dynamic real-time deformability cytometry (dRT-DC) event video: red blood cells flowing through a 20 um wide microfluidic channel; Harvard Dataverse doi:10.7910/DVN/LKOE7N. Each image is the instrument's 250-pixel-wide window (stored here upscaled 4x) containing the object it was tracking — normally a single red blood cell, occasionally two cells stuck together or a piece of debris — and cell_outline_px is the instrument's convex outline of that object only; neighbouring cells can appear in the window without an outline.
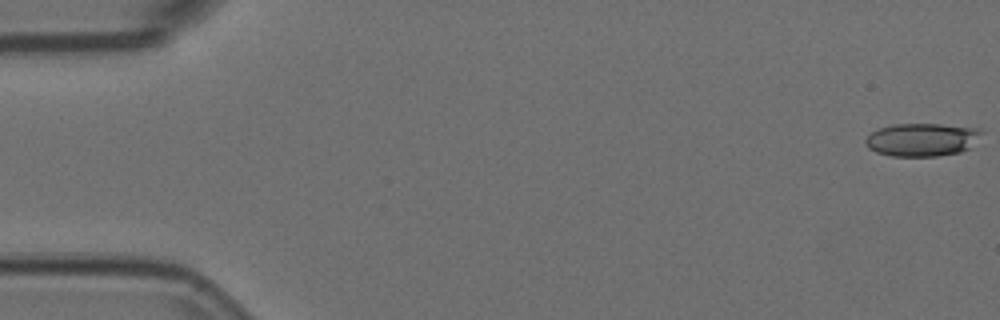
{"species": "Egyptian fruit bat (a non-hibernating species)", "species_latin": "Rousettus aegyptiacus", "temperature_condition": "room temperature", "stored_images_in_passage": 55, "camera_frame_rate_fps": 3000, "um_per_image_px": 0.085, "animal": {"sex": "female"}, "frame": {"image": 1, "passage_image": 1, "time_ms": 0.0, "image_size_px": [1000, 320], "cell_outline_px": [[984, 132], [968, 148], [960, 152], [936, 156], [892, 156], [876, 152], [868, 148], [864, 144], [864, 140], [872, 132], [880, 128], [892, 124], [940, 124], [984, 128]], "centroid_in_image_um": [78.38, 11.86], "position_along_channel_um": 6.6, "area_um2": 22.48}}
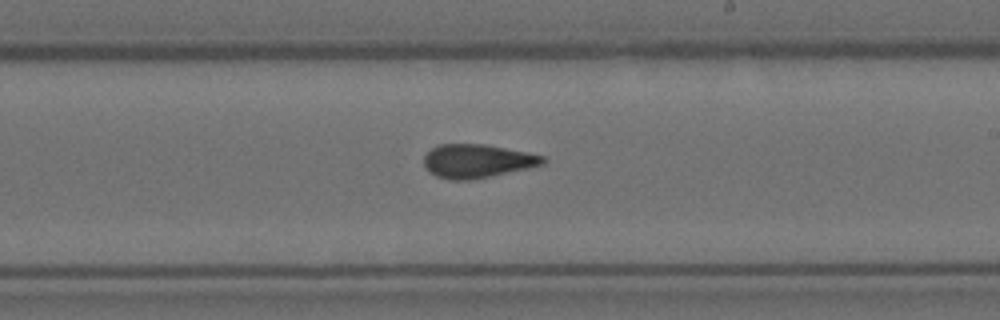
{"frame": {"image": 2, "passage_image": 32, "time_ms": 10.333, "image_size_px": [1000, 320], "cell_outline_px": [[548, 160], [544, 164], [528, 168], [468, 180], [448, 180], [436, 176], [428, 172], [424, 164], [424, 156], [436, 144], [484, 144], [528, 152], [544, 156]], "centroid_in_image_um": [40.55, 13.68], "position_along_channel_um": 248.5, "area_um2": 23.29}}
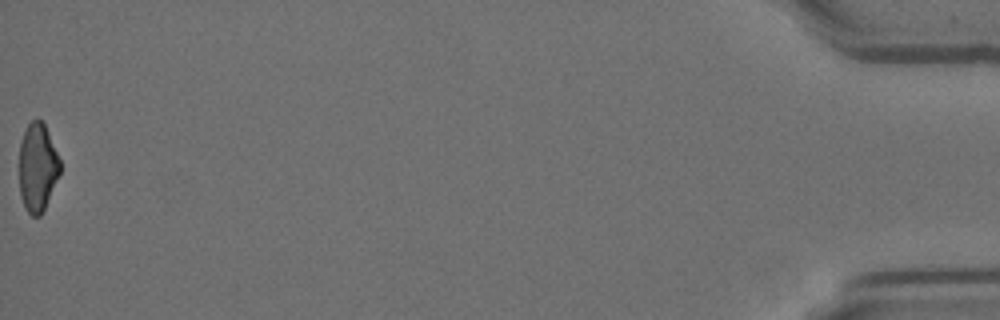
{"frame": {"image": 3, "passage_image": 55, "time_ms": 18.0, "image_size_px": [1000, 320], "cell_outline_px": [[60, 172], [44, 208], [40, 216], [32, 216], [24, 208], [20, 196], [20, 144], [24, 132], [28, 124], [32, 120], [40, 120], [44, 124], [48, 132], [60, 160]], "centroid_in_image_um": [3.18, 14.24], "position_along_channel_um": 432.0, "area_um2": 20.63}, "authors_computed_cell_mechanics": {"area_um2": 23.0622, "velocity_mm_per_s": 3.7477, "shape_relaxation_time_tau1_ms": null, "shape_relaxation_time_tau2_ms": 2.0233, "deformation_change_tau1": null, "deformation_change_tau2": 0.0973}}